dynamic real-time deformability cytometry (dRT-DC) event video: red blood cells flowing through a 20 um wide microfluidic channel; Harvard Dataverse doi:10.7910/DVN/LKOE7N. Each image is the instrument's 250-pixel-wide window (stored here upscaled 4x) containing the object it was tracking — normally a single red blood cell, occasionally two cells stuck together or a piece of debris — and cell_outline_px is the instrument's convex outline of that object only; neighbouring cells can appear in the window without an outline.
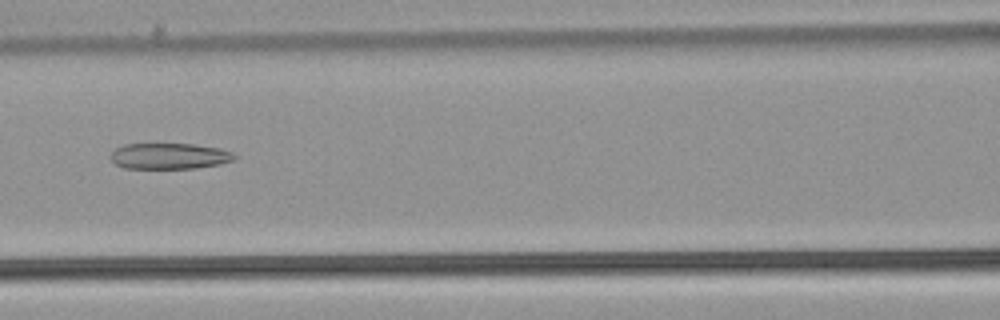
{"species": "common noctule bat (a hibernating species)", "species_latin": "Nyctalus noctula", "temperature_condition": "warm", "stored_images_in_passage": 50, "camera_frame_rate_fps": 3000, "um_per_image_px": 0.085, "animal": {"sex": "male", "body_mass_g": 21.5, "forearm_length_mm": 52.0}, "frame": {"image": 1, "passage_image": 22, "time_ms": 7.0, "image_size_px": [1000, 320], "cell_outline_px": [[236, 156], [232, 160], [220, 164], [196, 168], [124, 168], [116, 164], [112, 160], [112, 152], [116, 148], [124, 144], [192, 144], [220, 148], [232, 152]], "centroid_in_image_um": [14.41, 13.26], "position_along_channel_um": 152.2, "area_um2": 18.55}}
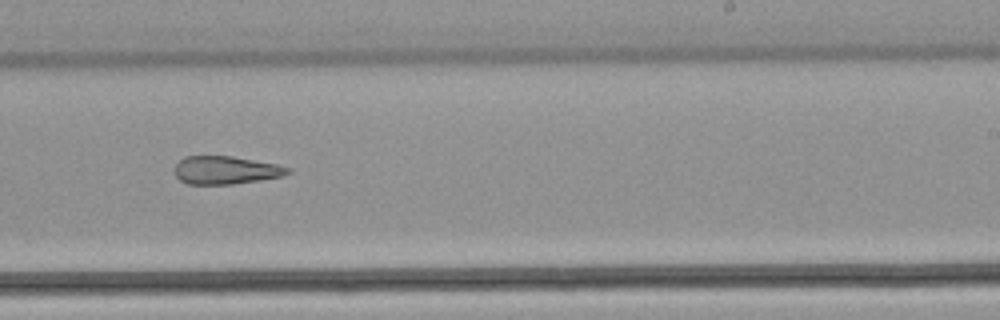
{"frame": {"image": 2, "passage_image": 31, "time_ms": 10.0, "image_size_px": [1000, 320], "cell_outline_px": [[292, 172], [284, 176], [260, 180], [232, 184], [188, 184], [180, 180], [176, 176], [176, 164], [184, 156], [232, 156], [276, 164], [292, 168]], "centroid_in_image_um": [19.23, 14.46], "position_along_channel_um": 269.8, "area_um2": 18.5}}
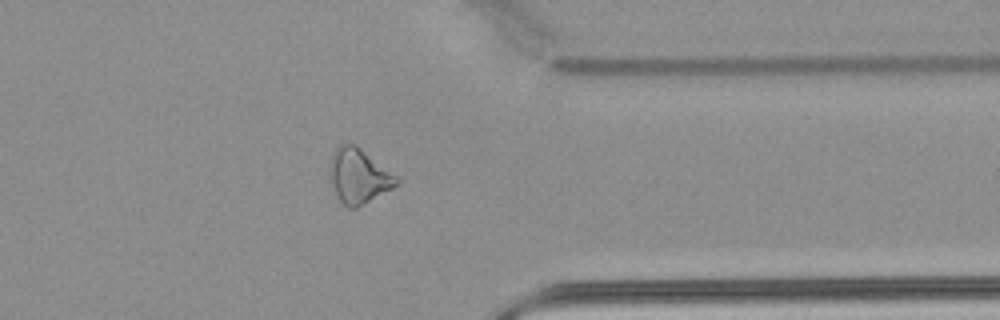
{"frame": {"image": 3, "passage_image": 40, "time_ms": 13.0, "image_size_px": [1000, 320], "cell_outline_px": [[400, 180], [392, 188], [356, 208], [348, 208], [340, 200], [328, 176], [328, 164], [332, 152], [340, 144], [356, 144], [396, 176]], "centroid_in_image_um": [30.43, 14.93], "position_along_channel_um": 381.0, "area_um2": 21.1}}